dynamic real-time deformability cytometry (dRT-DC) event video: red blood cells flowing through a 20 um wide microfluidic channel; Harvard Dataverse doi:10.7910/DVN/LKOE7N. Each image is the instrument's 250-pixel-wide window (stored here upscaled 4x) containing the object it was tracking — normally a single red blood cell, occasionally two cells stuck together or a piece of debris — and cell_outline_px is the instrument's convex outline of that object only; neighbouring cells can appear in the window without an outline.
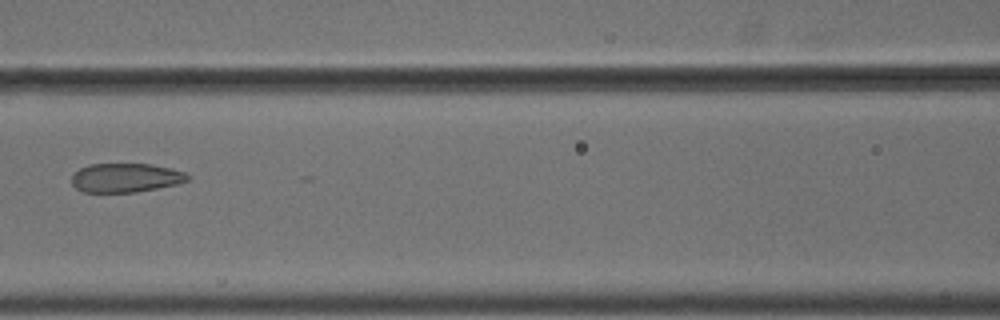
{"species": "common noctule bat (a hibernating species)", "species_latin": "Nyctalus noctula", "temperature_condition": "cold", "stored_images_in_passage": 12, "camera_frame_rate_fps": 3000, "um_per_image_px": 0.085, "animal": {"sex": "male", "body_mass_g": 18.8}, "frame": {"image": 1, "passage_image": 9, "time_ms": 2.667, "image_size_px": [1000, 320], "cell_outline_px": [[188, 180], [176, 184], [136, 192], [84, 192], [76, 188], [72, 184], [72, 176], [80, 168], [88, 164], [152, 164], [172, 168], [184, 172], [188, 176]], "centroid_in_image_um": [10.66, 15.1], "position_along_channel_um": 155.9, "area_um2": 19.48}}
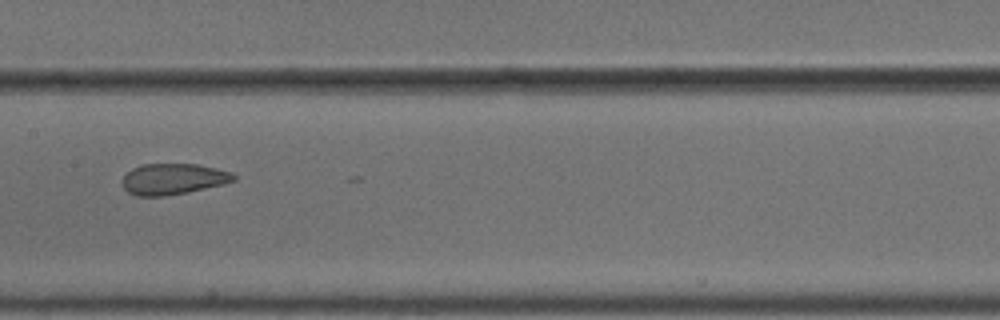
{"frame": {"image": 2, "passage_image": 10, "time_ms": 3.0, "image_size_px": [1000, 320], "cell_outline_px": [[236, 180], [224, 184], [188, 192], [164, 196], [136, 196], [128, 192], [124, 188], [124, 176], [132, 168], [140, 164], [196, 164], [216, 168], [232, 172], [236, 176]], "centroid_in_image_um": [14.74, 15.21], "position_along_channel_um": 192.7, "area_um2": 20.11}}
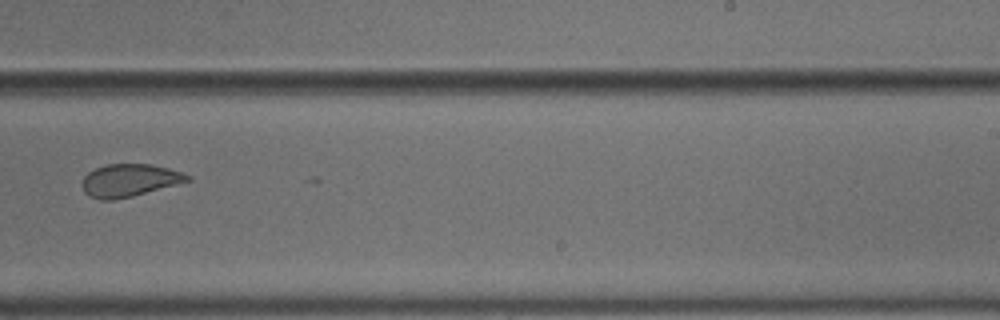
{"frame": {"image": 3, "passage_image": 12, "time_ms": 3.667, "image_size_px": [1000, 320], "cell_outline_px": [[192, 180], [132, 196], [112, 200], [100, 200], [88, 196], [84, 192], [80, 184], [84, 176], [88, 172], [96, 168], [108, 164], [152, 164], [168, 168], [192, 176]], "centroid_in_image_um": [10.96, 15.33], "position_along_channel_um": 278.0, "area_um2": 20.06}}